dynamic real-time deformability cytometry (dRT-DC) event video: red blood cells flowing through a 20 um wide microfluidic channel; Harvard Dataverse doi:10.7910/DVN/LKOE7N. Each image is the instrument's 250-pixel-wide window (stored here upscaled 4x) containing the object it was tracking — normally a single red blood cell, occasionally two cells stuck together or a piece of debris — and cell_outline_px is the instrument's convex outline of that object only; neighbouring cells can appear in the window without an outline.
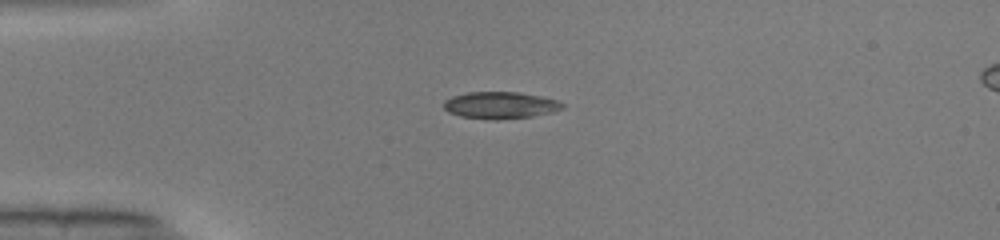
{"species": "common noctule bat (a hibernating species)", "species_latin": "Nyctalus noctula", "temperature_condition": "warm", "stored_images_in_passage": 38, "camera_frame_rate_fps": 3000, "um_per_image_px": 0.085, "animal": {"sex": "male", "body_mass_g": 19.0, "forearm_length_mm": 50.8}, "frame": {"image": 1, "passage_image": 1, "time_ms": 0.0, "image_size_px": [1000, 240], "cell_outline_px": [[564, 108], [552, 112], [532, 116], [496, 120], [460, 116], [448, 112], [444, 108], [444, 100], [452, 96], [468, 92], [520, 92], [560, 100], [564, 104]], "centroid_in_image_um": [42.54, 8.94], "position_along_channel_um": 42.5, "area_um2": 18.67}}
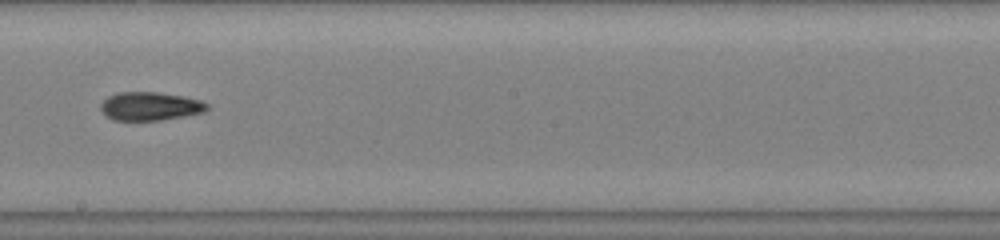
{"frame": {"image": 2, "passage_image": 17, "time_ms": 5.333, "image_size_px": [1000, 240], "cell_outline_px": [[208, 108], [204, 112], [184, 116], [160, 120], [112, 120], [104, 116], [100, 108], [100, 104], [108, 96], [116, 92], [156, 92], [184, 96], [200, 100], [208, 104]], "centroid_in_image_um": [12.72, 9.03], "position_along_channel_um": 235.5, "area_um2": 17.74}}
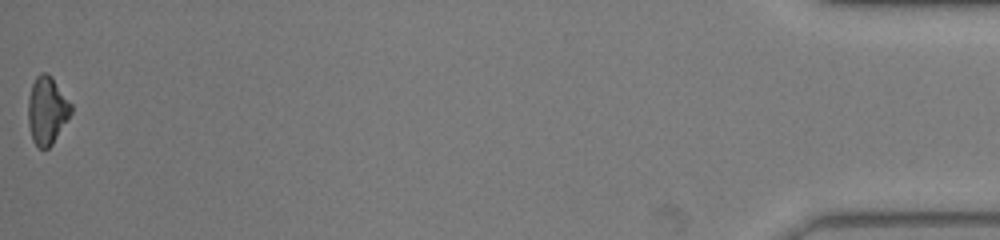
{"frame": {"image": 3, "passage_image": 38, "time_ms": 12.333, "image_size_px": [1000, 240], "cell_outline_px": [[72, 112], [52, 144], [48, 148], [40, 148], [32, 140], [28, 124], [28, 96], [32, 84], [36, 76], [40, 72], [44, 72], [52, 76], [72, 104]], "centroid_in_image_um": [3.99, 9.36], "position_along_channel_um": 431.2, "area_um2": 16.99}, "authors_computed_cell_mechanics": {"area_um2": 17.6868, "velocity_mm_per_s": 4.1219, "shape_relaxation_time_tau1_ms": 6.2915, "shape_relaxation_time_tau2_ms": 3.1837, "deformation_change_tau1": 0.2055, "deformation_change_tau2": 0.0786}}